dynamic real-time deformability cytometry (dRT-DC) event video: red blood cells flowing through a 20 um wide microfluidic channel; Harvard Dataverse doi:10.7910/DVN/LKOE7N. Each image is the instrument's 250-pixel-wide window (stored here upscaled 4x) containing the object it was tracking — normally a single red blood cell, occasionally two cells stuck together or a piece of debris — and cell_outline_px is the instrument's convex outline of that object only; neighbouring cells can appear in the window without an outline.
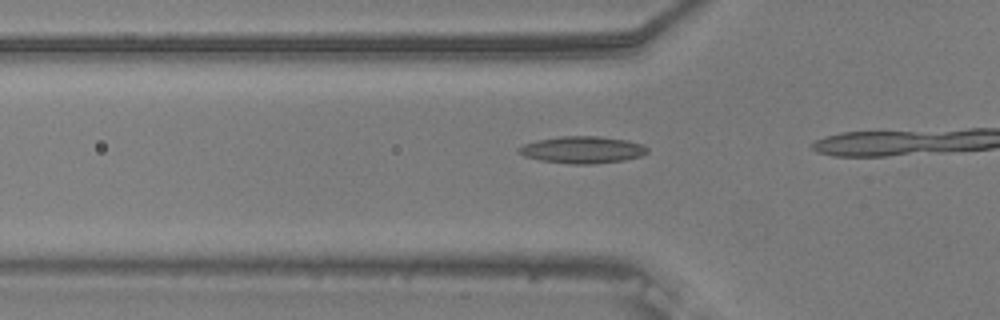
{"species": "common noctule bat (a hibernating species)", "species_latin": "Nyctalus noctula", "temperature_condition": "warm", "stored_images_in_passage": 16, "camera_frame_rate_fps": 3000, "um_per_image_px": 0.085, "animal": {"sex": "male", "body_mass_g": 20.5, "forearm_length_mm": 52.5}, "frame": {"image": 1, "passage_image": 14, "time_ms": 4.333, "image_size_px": [1000, 320], "cell_outline_px": [[648, 152], [640, 156], [624, 160], [592, 164], [568, 164], [540, 160], [524, 156], [516, 152], [516, 148], [524, 144], [536, 140], [560, 136], [600, 136], [628, 140], [644, 144], [648, 148]], "centroid_in_image_um": [49.49, 12.73], "position_along_channel_um": 76.3, "area_um2": 20.46}}